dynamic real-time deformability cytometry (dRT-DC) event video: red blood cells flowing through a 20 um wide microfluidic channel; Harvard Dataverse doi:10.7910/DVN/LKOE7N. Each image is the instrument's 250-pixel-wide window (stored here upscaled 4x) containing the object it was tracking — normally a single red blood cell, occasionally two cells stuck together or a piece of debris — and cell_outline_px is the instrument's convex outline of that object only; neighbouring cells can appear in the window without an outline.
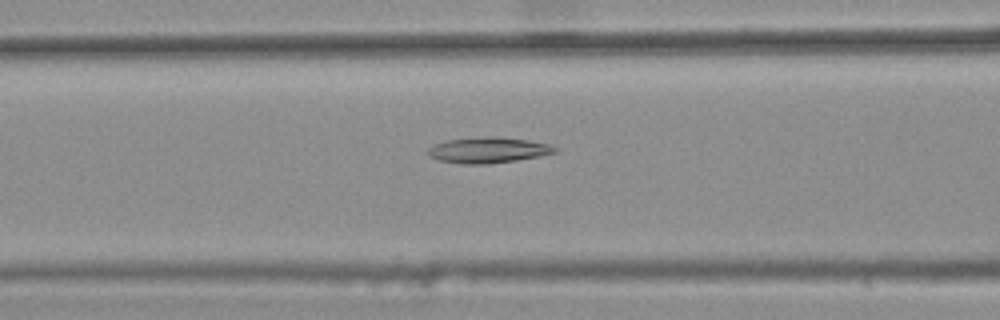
{"species": "common noctule bat (a hibernating species)", "species_latin": "Nyctalus noctula", "temperature_condition": "warm", "stored_images_in_passage": 31, "camera_frame_rate_fps": 3000, "um_per_image_px": 0.085, "animal": {"sex": "female", "body_mass_g": 25.1}, "frame": {"image": 1, "passage_image": 5, "time_ms": 1.333, "image_size_px": [1000, 320], "cell_outline_px": [[560, 148], [556, 152], [540, 156], [516, 160], [488, 164], [460, 164], [440, 160], [428, 156], [428, 148], [432, 144], [448, 140], [492, 136], [528, 140], [552, 144]], "centroid_in_image_um": [41.52, 12.76], "position_along_channel_um": 125.1, "area_um2": 19.13}}
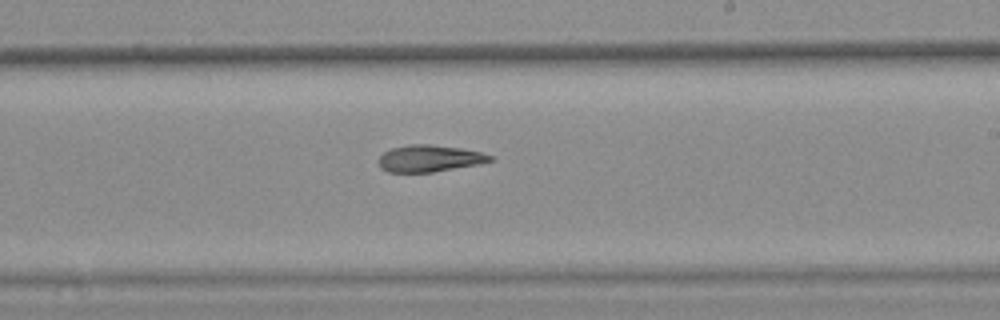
{"frame": {"image": 2, "passage_image": 15, "time_ms": 4.667, "image_size_px": [1000, 320], "cell_outline_px": [[496, 160], [476, 164], [432, 172], [388, 172], [380, 168], [376, 160], [384, 152], [392, 148], [408, 144], [428, 144], [460, 148], [480, 152], [492, 156]], "centroid_in_image_um": [36.45, 13.46], "position_along_channel_um": 252.6, "area_um2": 17.34}}
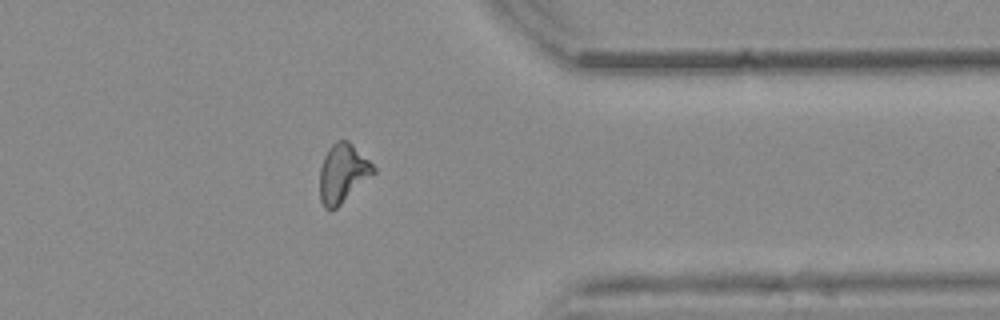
{"frame": {"image": 3, "passage_image": 26, "time_ms": 8.333, "image_size_px": [1000, 320], "cell_outline_px": [[376, 172], [336, 208], [324, 208], [320, 200], [320, 168], [324, 156], [328, 148], [336, 140], [348, 140], [376, 168]], "centroid_in_image_um": [29.12, 14.71], "position_along_channel_um": 382.3, "area_um2": 18.15}}